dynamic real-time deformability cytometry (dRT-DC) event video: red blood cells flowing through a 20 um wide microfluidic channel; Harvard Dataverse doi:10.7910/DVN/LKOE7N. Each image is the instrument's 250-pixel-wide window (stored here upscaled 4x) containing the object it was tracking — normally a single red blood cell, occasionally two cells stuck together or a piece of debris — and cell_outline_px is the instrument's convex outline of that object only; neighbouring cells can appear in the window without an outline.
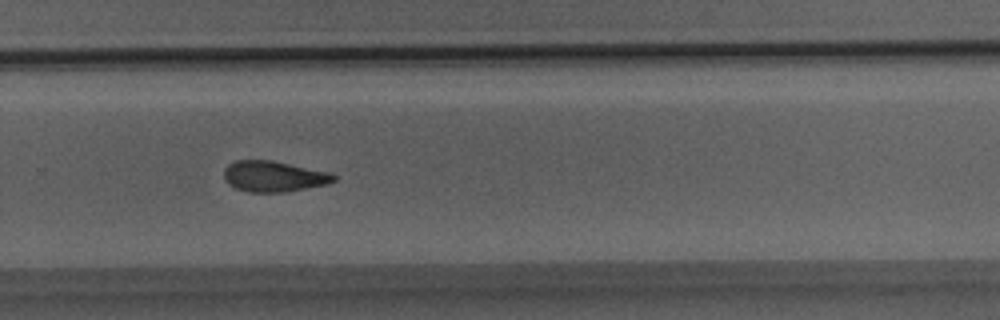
{"species": "Egyptian fruit bat (a non-hibernating species)", "species_latin": "Rousettus aegyptiacus", "temperature_condition": "room temperature", "stored_images_in_passage": 32, "camera_frame_rate_fps": 3000, "um_per_image_px": 0.085, "animal": {"sex": "male"}, "frame": {"image": 1, "passage_image": 19, "time_ms": 6.0, "image_size_px": [1000, 320], "cell_outline_px": [[336, 180], [328, 184], [284, 192], [248, 192], [236, 188], [228, 184], [224, 180], [224, 168], [228, 164], [236, 160], [272, 160], [332, 172], [336, 176]], "centroid_in_image_um": [23.27, 14.98], "position_along_channel_um": 306.5, "area_um2": 19.94}}